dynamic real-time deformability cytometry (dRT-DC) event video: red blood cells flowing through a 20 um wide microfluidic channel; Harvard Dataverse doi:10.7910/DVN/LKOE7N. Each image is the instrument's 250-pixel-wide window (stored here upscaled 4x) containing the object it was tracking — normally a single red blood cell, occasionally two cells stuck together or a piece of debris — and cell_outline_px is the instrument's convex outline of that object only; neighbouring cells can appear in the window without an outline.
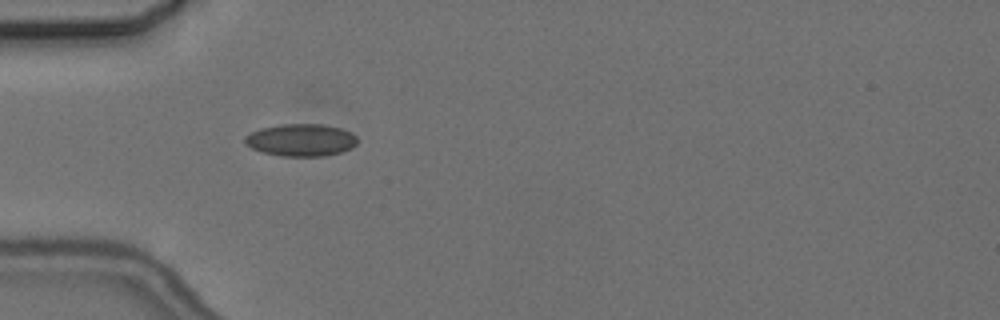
{"species": "common noctule bat (a hibernating species)", "species_latin": "Nyctalus noctula", "temperature_condition": "cold", "stored_images_in_passage": 2, "camera_frame_rate_fps": 3000, "um_per_image_px": 0.085, "animal": {"sex": "female", "body_mass_g": 24.6, "forearm_length_mm": 56.2}, "frame": {"image": 1, "passage_image": 2, "time_ms": 1.333, "image_size_px": [1000, 320], "cell_outline_px": [[356, 144], [352, 148], [340, 152], [324, 156], [280, 156], [264, 152], [252, 148], [244, 144], [244, 136], [260, 128], [280, 124], [324, 124], [340, 128], [352, 132], [356, 136]], "centroid_in_image_um": [25.58, 11.89], "position_along_channel_um": 59.4, "area_um2": 21.27}}